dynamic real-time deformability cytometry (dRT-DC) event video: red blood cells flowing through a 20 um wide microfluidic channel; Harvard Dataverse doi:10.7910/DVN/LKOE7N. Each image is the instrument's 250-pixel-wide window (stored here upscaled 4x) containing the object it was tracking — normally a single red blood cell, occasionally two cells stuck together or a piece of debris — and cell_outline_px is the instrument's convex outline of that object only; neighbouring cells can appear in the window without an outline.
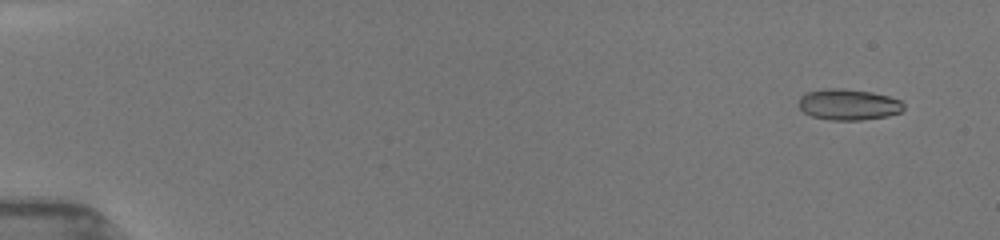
{"species": "common noctule bat (a hibernating species)", "species_latin": "Nyctalus noctula", "temperature_condition": "room temperature", "stored_images_in_passage": 59, "camera_frame_rate_fps": 3000, "um_per_image_px": 0.085, "animal": {"sex": "female", "body_mass_g": 19.5, "forearm_length_mm": 54.1}, "frame": {"image": 1, "passage_image": 4, "time_ms": 1.0, "image_size_px": [1000, 240], "cell_outline_px": [[904, 108], [900, 112], [888, 116], [860, 120], [832, 120], [812, 116], [804, 112], [800, 108], [800, 96], [808, 92], [824, 88], [840, 88], [872, 92], [888, 96], [900, 100], [904, 104]], "centroid_in_image_um": [72.13, 8.88], "position_along_channel_um": 12.9, "area_um2": 18.9}}
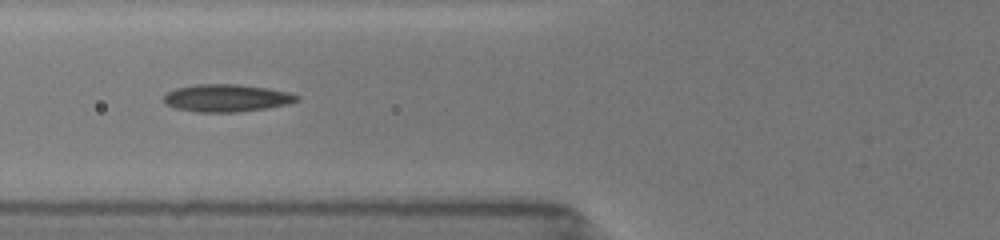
{"frame": {"image": 2, "passage_image": 24, "time_ms": 7.0, "image_size_px": [1000, 240], "cell_outline_px": [[300, 100], [288, 104], [264, 108], [236, 112], [196, 112], [176, 108], [164, 104], [164, 96], [168, 92], [176, 88], [196, 84], [236, 84], [268, 88], [292, 92], [300, 96]], "centroid_in_image_um": [19.29, 8.33], "position_along_channel_um": 106.5, "area_um2": 21.39}}
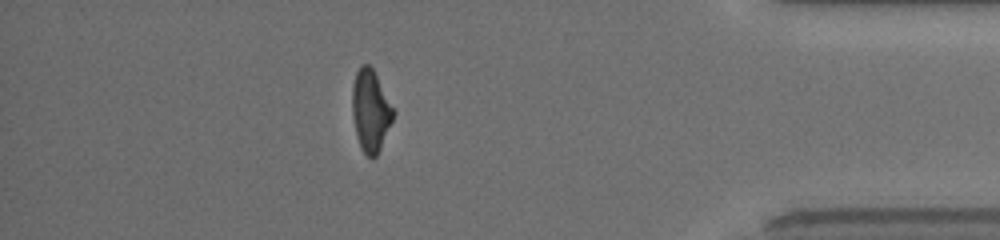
{"frame": {"image": 3, "passage_image": 52, "time_ms": 15.333, "image_size_px": [1000, 240], "cell_outline_px": [[396, 112], [380, 148], [376, 156], [372, 160], [360, 148], [356, 136], [352, 112], [352, 88], [356, 72], [360, 64], [368, 64], [372, 68]], "centroid_in_image_um": [31.49, 9.41], "position_along_channel_um": 403.7, "area_um2": 19.54}, "authors_computed_cell_mechanics": {"area_um2": 19.9988, "velocity_mm_per_s": 3.9786, "shape_relaxation_time_tau1_ms": 3.6674, "shape_relaxation_time_tau2_ms": 2.1292, "deformation_change_tau1": 0.1841, "deformation_change_tau2": 0.0963}}